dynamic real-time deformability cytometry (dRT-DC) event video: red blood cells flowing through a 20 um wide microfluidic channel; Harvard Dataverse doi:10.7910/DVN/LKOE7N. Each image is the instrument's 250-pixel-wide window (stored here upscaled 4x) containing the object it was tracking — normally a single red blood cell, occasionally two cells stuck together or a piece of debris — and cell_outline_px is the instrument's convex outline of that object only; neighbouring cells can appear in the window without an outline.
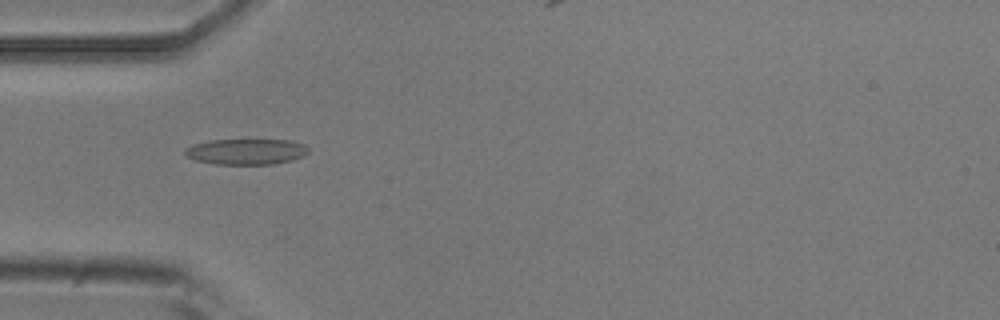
{"species": "common noctule bat (a hibernating species)", "species_latin": "Nyctalus noctula", "temperature_condition": "room temperature", "stored_images_in_passage": 5, "camera_frame_rate_fps": 3000, "um_per_image_px": 0.085, "animal": {"sex": "male", "body_mass_g": 20.5, "forearm_length_mm": 52.5}, "frame": {"image": 1, "passage_image": 4, "time_ms": 1.0, "image_size_px": [1000, 320], "cell_outline_px": [[308, 152], [304, 156], [292, 160], [276, 164], [212, 164], [196, 160], [188, 156], [184, 152], [184, 148], [192, 144], [208, 140], [292, 140], [304, 144], [308, 148]], "centroid_in_image_um": [20.93, 12.88], "position_along_channel_um": 64.1, "area_um2": 18.67}}
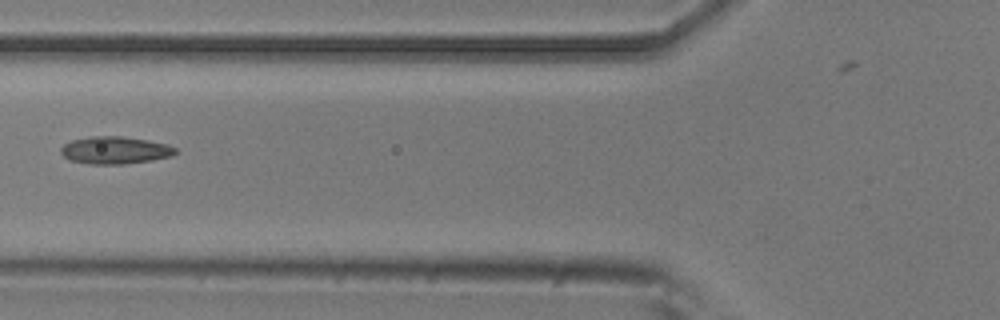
{"frame": {"image": 2, "passage_image": 5, "time_ms": 1.333, "image_size_px": [1000, 320], "cell_outline_px": [[176, 152], [172, 156], [152, 160], [124, 164], [92, 164], [72, 160], [64, 156], [60, 152], [60, 148], [64, 144], [72, 140], [92, 136], [124, 136], [148, 140], [168, 144], [176, 148]], "centroid_in_image_um": [9.8, 12.76], "position_along_channel_um": 116.0, "area_um2": 18.26}}